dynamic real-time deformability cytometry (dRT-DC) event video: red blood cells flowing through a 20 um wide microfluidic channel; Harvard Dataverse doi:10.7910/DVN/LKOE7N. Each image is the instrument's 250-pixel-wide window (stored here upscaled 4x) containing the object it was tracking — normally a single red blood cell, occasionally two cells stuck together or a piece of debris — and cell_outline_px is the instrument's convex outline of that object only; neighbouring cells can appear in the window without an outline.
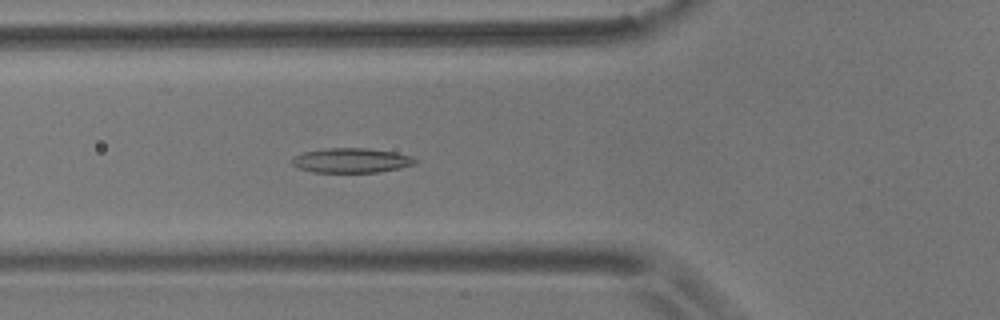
{"species": "common noctule bat (a hibernating species)", "species_latin": "Nyctalus noctula", "temperature_condition": "room temperature", "stored_images_in_passage": 47, "camera_frame_rate_fps": 3000, "um_per_image_px": 0.085, "animal": {"sex": "male", "body_mass_g": 17.9}, "frame": {"image": 1, "passage_image": 12, "time_ms": 3.667, "image_size_px": [1000, 320], "cell_outline_px": [[420, 160], [416, 164], [400, 168], [380, 172], [312, 172], [300, 168], [292, 164], [288, 160], [292, 156], [304, 152], [324, 148], [368, 148], [396, 152], [412, 156]], "centroid_in_image_um": [29.88, 13.63], "position_along_channel_um": 95.9, "area_um2": 18.03}}
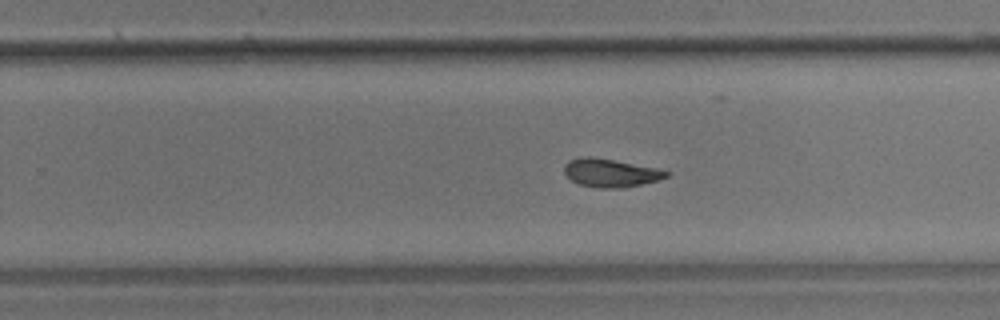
{"frame": {"image": 2, "passage_image": 27, "time_ms": 8.667, "image_size_px": [1000, 320], "cell_outline_px": [[672, 172], [668, 176], [656, 180], [624, 188], [600, 188], [580, 184], [572, 180], [564, 172], [564, 164], [568, 160], [588, 156], [592, 156], [656, 168]], "centroid_in_image_um": [51.89, 14.69], "position_along_channel_um": 277.9, "area_um2": 16.59}}
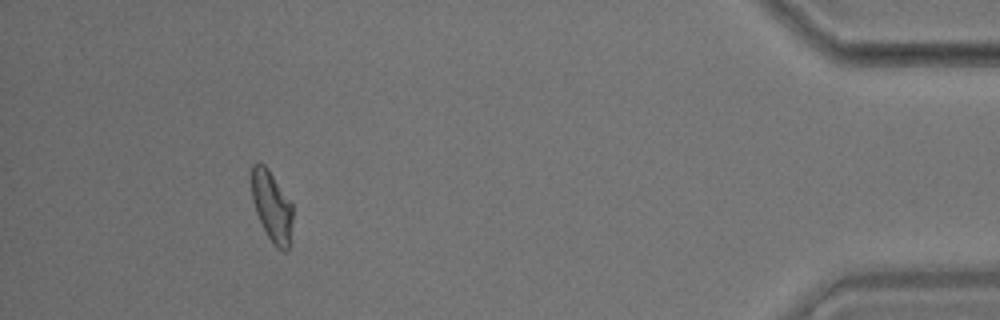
{"frame": {"image": 3, "passage_image": 43, "time_ms": 14.0, "image_size_px": [1000, 320], "cell_outline_px": [[292, 220], [288, 252], [284, 252], [276, 248], [272, 244], [256, 212], [252, 200], [252, 164], [264, 164], [268, 168], [292, 204]], "centroid_in_image_um": [23.11, 17.58], "position_along_channel_um": 412.1, "area_um2": 16.7}, "authors_computed_cell_mechanics": {"area_um2": 17.1088, "velocity_mm_per_s": 3.6372, "shape_relaxation_time_tau1_ms": 7.8132, "shape_relaxation_time_tau2_ms": 4.1567, "deformation_change_tau1": 0.1678, "deformation_change_tau2": 0.1068}}